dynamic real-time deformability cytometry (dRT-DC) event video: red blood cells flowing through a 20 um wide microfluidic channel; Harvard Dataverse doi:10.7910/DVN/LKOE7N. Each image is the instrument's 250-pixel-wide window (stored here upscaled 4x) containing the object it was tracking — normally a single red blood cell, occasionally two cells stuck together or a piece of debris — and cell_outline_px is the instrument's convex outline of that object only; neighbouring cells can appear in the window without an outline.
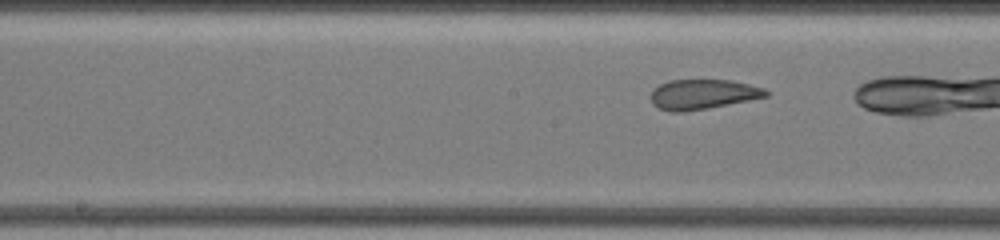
{"species": "common noctule bat (a hibernating species)", "species_latin": "Nyctalus noctula", "temperature_condition": "warm", "stored_images_in_passage": 19, "camera_frame_rate_fps": 3000, "um_per_image_px": 0.085, "animal": {"sex": "female", "body_mass_g": 19.5, "forearm_length_mm": 54.1}, "frame": {"image": 1, "passage_image": 17, "time_ms": 4.0, "image_size_px": [1000, 240], "cell_outline_px": [[772, 92], [768, 96], [708, 108], [680, 112], [672, 112], [660, 108], [652, 104], [652, 92], [660, 84], [668, 80], [732, 80], [764, 88]], "centroid_in_image_um": [59.77, 8.01], "position_along_channel_um": 188.4, "area_um2": 19.88}}